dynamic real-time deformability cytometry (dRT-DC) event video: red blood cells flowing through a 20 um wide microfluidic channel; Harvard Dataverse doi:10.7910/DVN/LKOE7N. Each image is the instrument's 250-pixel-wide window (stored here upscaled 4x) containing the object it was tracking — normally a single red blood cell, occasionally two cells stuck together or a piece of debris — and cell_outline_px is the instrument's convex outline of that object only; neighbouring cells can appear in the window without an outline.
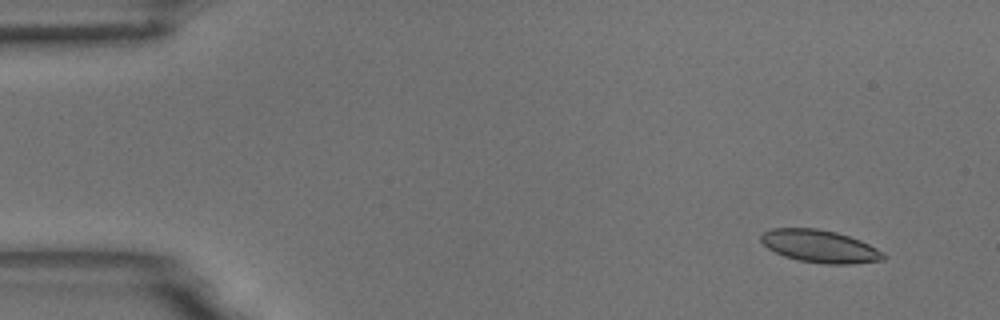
{"species": "common noctule bat (a hibernating species)", "species_latin": "Nyctalus noctula", "temperature_condition": "room temperature", "stored_images_in_passage": 9, "camera_frame_rate_fps": 3000, "um_per_image_px": 0.085, "animal": {"sex": "male", "body_mass_g": 18.8}, "frame": {"image": 1, "passage_image": 2, "time_ms": 0.333, "image_size_px": [1000, 320], "cell_outline_px": [[888, 256], [884, 260], [852, 264], [824, 264], [800, 260], [784, 256], [768, 248], [760, 240], [760, 236], [764, 232], [772, 228], [816, 228], [836, 232], [860, 240], [884, 252]], "centroid_in_image_um": [69.72, 20.94], "position_along_channel_um": 15.3, "area_um2": 23.24}}
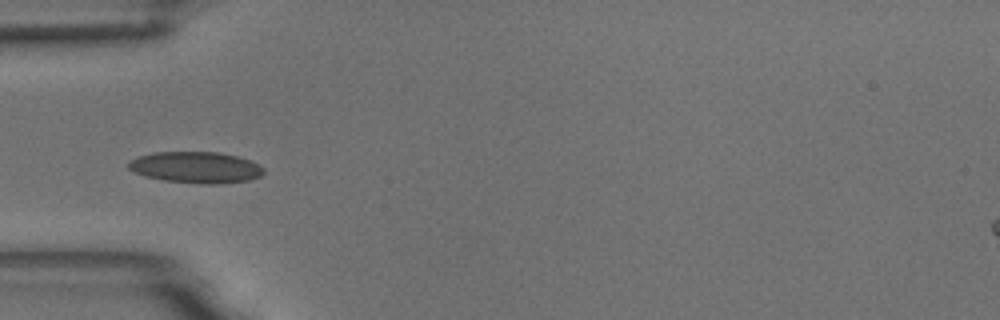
{"frame": {"image": 2, "passage_image": 6, "time_ms": 1.667, "image_size_px": [1000, 320], "cell_outline_px": [[264, 172], [260, 176], [252, 180], [216, 184], [208, 184], [164, 180], [144, 176], [128, 168], [128, 160], [152, 152], [216, 152], [236, 156], [248, 160], [264, 168]], "centroid_in_image_um": [16.64, 14.23], "position_along_channel_um": 68.4, "area_um2": 24.51}}